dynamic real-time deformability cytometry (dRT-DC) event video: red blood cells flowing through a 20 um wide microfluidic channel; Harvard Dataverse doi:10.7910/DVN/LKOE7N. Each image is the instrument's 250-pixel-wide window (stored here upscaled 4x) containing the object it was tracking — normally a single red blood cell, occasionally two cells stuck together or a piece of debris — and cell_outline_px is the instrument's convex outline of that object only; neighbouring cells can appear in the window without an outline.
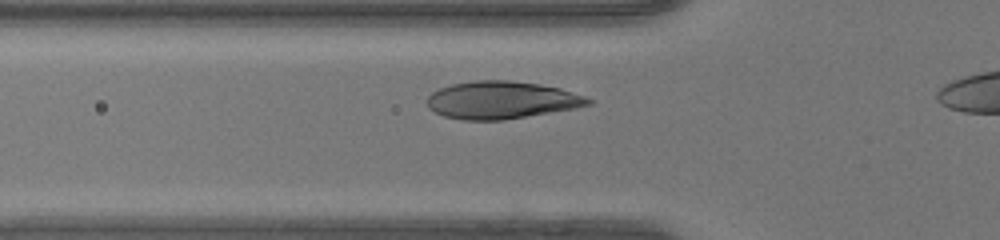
{"species": "human", "species_latin": "Homo sapiens", "temperature_condition": "warm", "stored_images_in_passage": 29, "camera_frame_rate_fps": 3000, "um_per_image_px": 0.085, "donor": {"sex": "female"}, "frame": {"image": 1, "passage_image": 7, "time_ms": 2.0, "image_size_px": [1000, 240], "cell_outline_px": [[592, 104], [576, 108], [504, 120], [464, 120], [444, 116], [428, 108], [428, 96], [432, 92], [440, 88], [452, 84], [476, 80], [508, 80], [540, 84], [560, 88], [584, 96], [592, 100]], "centroid_in_image_um": [42.63, 8.5], "position_along_channel_um": 83.2, "area_um2": 35.14}}
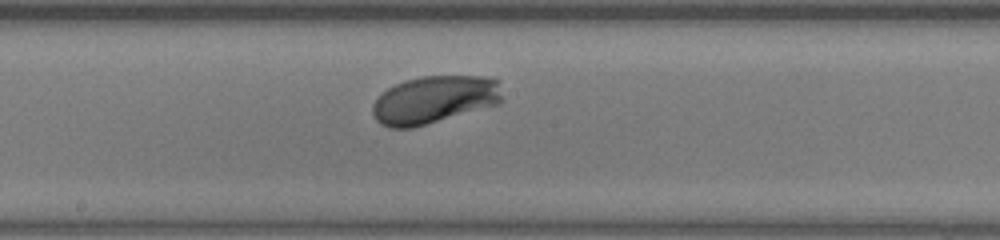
{"frame": {"image": 2, "passage_image": 16, "time_ms": 5.0, "image_size_px": [1000, 240], "cell_outline_px": [[504, 100], [500, 104], [412, 128], [388, 128], [380, 124], [376, 120], [372, 112], [372, 104], [388, 88], [404, 80], [420, 76], [484, 76], [500, 80]], "centroid_in_image_um": [36.96, 8.47], "position_along_channel_um": 211.2, "area_um2": 36.47}}
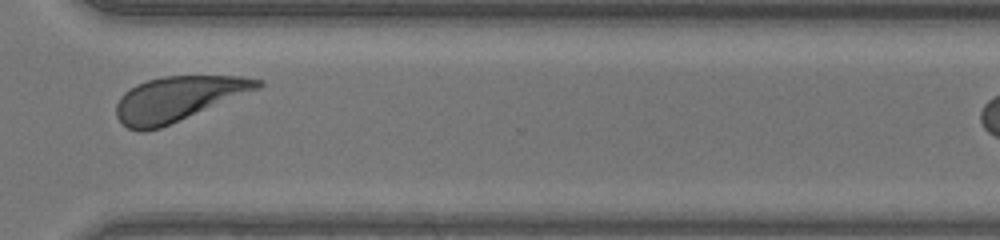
{"frame": {"image": 3, "passage_image": 26, "time_ms": 8.333, "image_size_px": [1000, 240], "cell_outline_px": [[264, 84], [260, 88], [160, 128], [144, 132], [140, 132], [128, 128], [116, 116], [116, 104], [120, 96], [124, 92], [136, 84], [148, 80], [164, 76], [244, 76], [264, 80]], "centroid_in_image_um": [15.12, 8.39], "position_along_channel_um": 355.5, "area_um2": 36.65}, "authors_computed_cell_mechanics": {"area_um2": 36.0094, "velocity_mm_per_s": 4.2908, "shape_relaxation_time_tau1_ms": 1.1592, "shape_relaxation_time_tau2_ms": null, "deformation_change_tau1": 0.1051, "deformation_change_tau2": null}}